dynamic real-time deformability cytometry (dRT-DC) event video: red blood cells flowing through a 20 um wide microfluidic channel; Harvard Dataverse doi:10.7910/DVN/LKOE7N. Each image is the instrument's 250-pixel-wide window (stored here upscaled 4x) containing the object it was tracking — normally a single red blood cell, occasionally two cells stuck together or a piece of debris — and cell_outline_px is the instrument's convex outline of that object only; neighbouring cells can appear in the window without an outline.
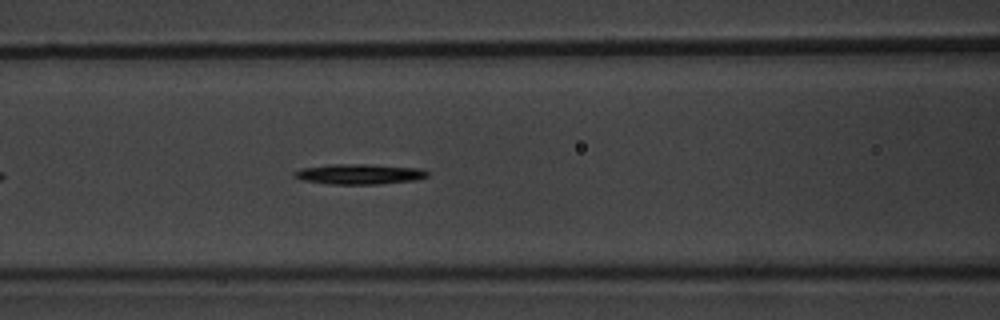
{"species": "common noctule bat (a hibernating species)", "species_latin": "Nyctalus noctula", "temperature_condition": "warm", "stored_images_in_passage": 40, "camera_frame_rate_fps": 3000, "um_per_image_px": 0.085, "animal": {"sex": "male", "body_mass_g": 20.1, "forearm_length_mm": 53.5}, "frame": {"image": 1, "passage_image": 10, "time_ms": 3.0, "image_size_px": [1000, 320], "cell_outline_px": [[428, 176], [416, 180], [380, 184], [332, 184], [304, 180], [292, 176], [292, 172], [300, 168], [328, 164], [368, 164], [420, 168], [428, 172]], "centroid_in_image_um": [30.52, 14.79], "position_along_channel_um": 136.1, "area_um2": 15.84}}
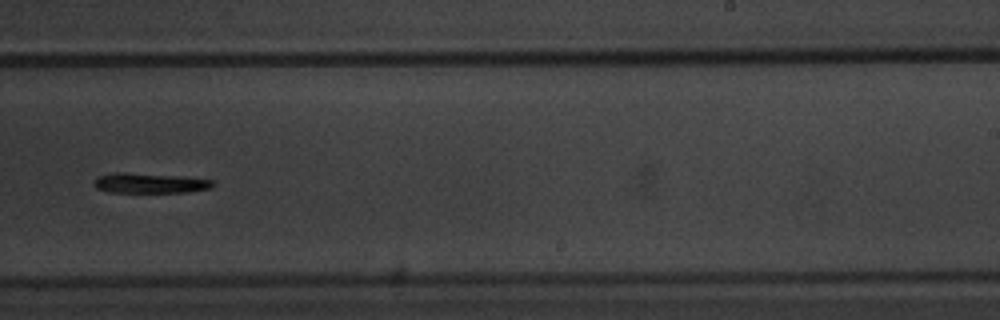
{"frame": {"image": 2, "passage_image": 21, "time_ms": 6.667, "image_size_px": [1000, 320], "cell_outline_px": [[212, 188], [188, 192], [108, 192], [96, 188], [92, 184], [92, 180], [96, 176], [112, 172], [124, 172], [176, 176], [212, 180]], "centroid_in_image_um": [12.61, 15.56], "position_along_channel_um": 276.4, "area_um2": 13.93}}
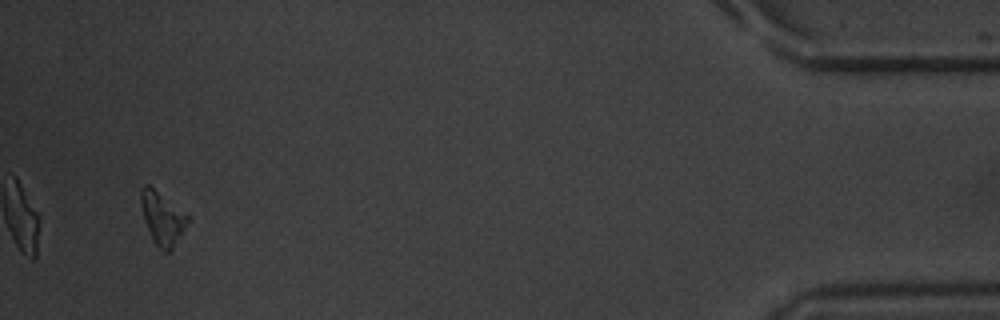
{"frame": {"image": 3, "passage_image": 38, "time_ms": 12.333, "image_size_px": [1000, 320], "cell_outline_px": [[188, 220], [172, 248], [168, 252], [164, 252], [152, 240], [144, 220], [140, 204], [140, 192], [144, 184], [148, 184], [188, 216]], "centroid_in_image_um": [13.73, 18.54], "position_along_channel_um": 421.5, "area_um2": 13.76}, "authors_computed_cell_mechanics": {"area_um2": 14.4789, "velocity_mm_per_s": 3.8356, "shape_relaxation_time_tau1_ms": 3.0075, "shape_relaxation_time_tau2_ms": null, "deformation_change_tau1": 0.1341, "deformation_change_tau2": null}}